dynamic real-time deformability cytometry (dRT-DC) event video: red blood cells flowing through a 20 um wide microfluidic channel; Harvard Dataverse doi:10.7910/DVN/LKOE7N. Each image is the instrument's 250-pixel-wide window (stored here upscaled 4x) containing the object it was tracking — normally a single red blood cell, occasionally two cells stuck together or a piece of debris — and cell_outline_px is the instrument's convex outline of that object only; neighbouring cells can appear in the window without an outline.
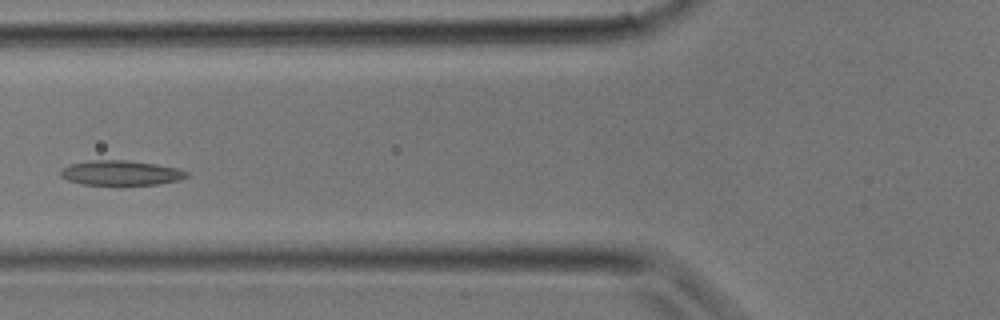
{"species": "common noctule bat (a hibernating species)", "species_latin": "Nyctalus noctula", "temperature_condition": "room temperature", "stored_images_in_passage": 28, "camera_frame_rate_fps": 3000, "um_per_image_px": 0.085, "animal": {"sex": "male", "body_mass_g": 17.9}, "frame": {"image": 1, "passage_image": 9, "time_ms": 2.667, "image_size_px": [1000, 320], "cell_outline_px": [[188, 176], [180, 180], [156, 184], [84, 184], [68, 180], [60, 176], [60, 172], [68, 164], [88, 160], [128, 160], [156, 164], [176, 168], [188, 172]], "centroid_in_image_um": [10.26, 14.68], "position_along_channel_um": 115.5, "area_um2": 18.03}}
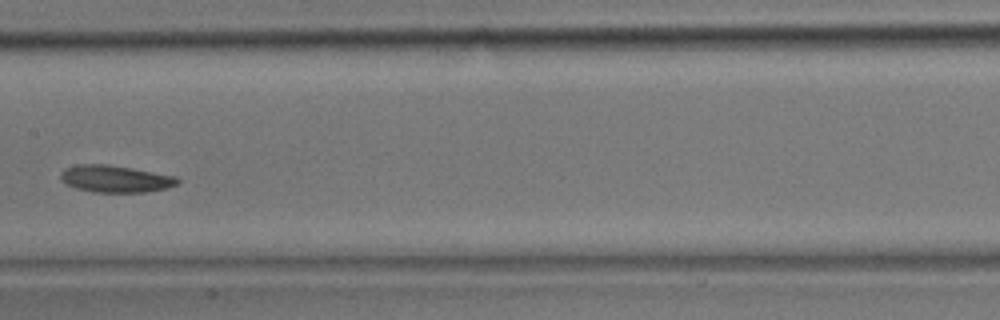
{"frame": {"image": 2, "passage_image": 13, "time_ms": 4.0, "image_size_px": [1000, 320], "cell_outline_px": [[180, 184], [168, 188], [144, 192], [96, 192], [76, 188], [64, 184], [60, 180], [60, 172], [64, 168], [80, 164], [108, 164], [132, 168], [176, 176], [180, 180]], "centroid_in_image_um": [9.8, 15.2], "position_along_channel_um": 197.6, "area_um2": 18.61}}